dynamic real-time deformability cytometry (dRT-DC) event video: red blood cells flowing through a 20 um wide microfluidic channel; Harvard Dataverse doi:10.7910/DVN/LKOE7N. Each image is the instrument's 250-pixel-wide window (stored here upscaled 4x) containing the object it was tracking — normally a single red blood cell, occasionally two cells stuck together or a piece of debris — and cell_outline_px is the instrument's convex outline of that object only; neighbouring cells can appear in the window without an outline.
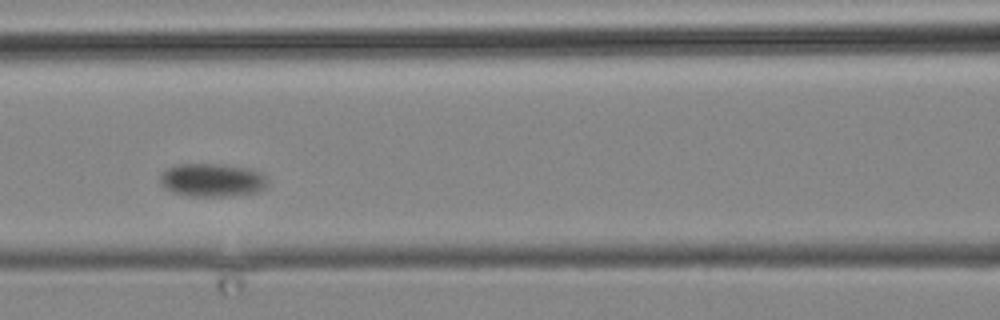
{"species": "common noctule bat (a hibernating species)", "species_latin": "Nyctalus noctula", "temperature_condition": "cold", "stored_images_in_passage": 5, "camera_frame_rate_fps": 3000, "um_per_image_px": 0.085, "animal": {"sex": "male", "body_mass_g": 19.2, "forearm_length_mm": 51.8}, "frame": {"image": 1, "passage_image": 4, "time_ms": 3.667, "image_size_px": [1000, 320], "cell_outline_px": [[268, 184], [260, 192], [240, 196], [188, 196], [172, 192], [164, 188], [160, 184], [160, 176], [168, 168], [176, 164], [216, 164], [252, 168], [268, 176]], "centroid_in_image_um": [18.09, 15.32], "position_along_channel_um": 148.5, "area_um2": 21.33}}